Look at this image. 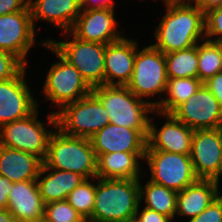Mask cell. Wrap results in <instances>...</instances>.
<instances>
[{
	"instance_id": "484cf974",
	"label": "cell",
	"mask_w": 222,
	"mask_h": 222,
	"mask_svg": "<svg viewBox=\"0 0 222 222\" xmlns=\"http://www.w3.org/2000/svg\"><path fill=\"white\" fill-rule=\"evenodd\" d=\"M202 84L198 78H168L165 97L156 101L155 111L171 114L195 94Z\"/></svg>"
},
{
	"instance_id": "2e32d148",
	"label": "cell",
	"mask_w": 222,
	"mask_h": 222,
	"mask_svg": "<svg viewBox=\"0 0 222 222\" xmlns=\"http://www.w3.org/2000/svg\"><path fill=\"white\" fill-rule=\"evenodd\" d=\"M114 9L81 10L70 33L83 41L109 44L125 36L117 29Z\"/></svg>"
},
{
	"instance_id": "5bb4252c",
	"label": "cell",
	"mask_w": 222,
	"mask_h": 222,
	"mask_svg": "<svg viewBox=\"0 0 222 222\" xmlns=\"http://www.w3.org/2000/svg\"><path fill=\"white\" fill-rule=\"evenodd\" d=\"M155 112L156 115L165 118L166 122L159 129L154 124L155 117H150L146 151L190 155L194 130L177 120L172 114Z\"/></svg>"
},
{
	"instance_id": "4316f807",
	"label": "cell",
	"mask_w": 222,
	"mask_h": 222,
	"mask_svg": "<svg viewBox=\"0 0 222 222\" xmlns=\"http://www.w3.org/2000/svg\"><path fill=\"white\" fill-rule=\"evenodd\" d=\"M168 78H197L198 44L165 54Z\"/></svg>"
},
{
	"instance_id": "9c48e42d",
	"label": "cell",
	"mask_w": 222,
	"mask_h": 222,
	"mask_svg": "<svg viewBox=\"0 0 222 222\" xmlns=\"http://www.w3.org/2000/svg\"><path fill=\"white\" fill-rule=\"evenodd\" d=\"M139 49L136 50L134 70L126 87L156 108V100L149 99L166 92L168 77L165 54L152 45Z\"/></svg>"
},
{
	"instance_id": "74e56055",
	"label": "cell",
	"mask_w": 222,
	"mask_h": 222,
	"mask_svg": "<svg viewBox=\"0 0 222 222\" xmlns=\"http://www.w3.org/2000/svg\"><path fill=\"white\" fill-rule=\"evenodd\" d=\"M13 182L7 177L0 175V209H6L8 203V194Z\"/></svg>"
},
{
	"instance_id": "e575fe53",
	"label": "cell",
	"mask_w": 222,
	"mask_h": 222,
	"mask_svg": "<svg viewBox=\"0 0 222 222\" xmlns=\"http://www.w3.org/2000/svg\"><path fill=\"white\" fill-rule=\"evenodd\" d=\"M28 0H0V16L24 11L29 5Z\"/></svg>"
},
{
	"instance_id": "5b68a950",
	"label": "cell",
	"mask_w": 222,
	"mask_h": 222,
	"mask_svg": "<svg viewBox=\"0 0 222 222\" xmlns=\"http://www.w3.org/2000/svg\"><path fill=\"white\" fill-rule=\"evenodd\" d=\"M39 112L37 108L29 116L1 126L0 145L31 153L44 161L49 140L57 128V122L54 111H51L47 120L49 127H53L45 128L44 123L38 119ZM52 128L54 129L52 130Z\"/></svg>"
},
{
	"instance_id": "ab89813d",
	"label": "cell",
	"mask_w": 222,
	"mask_h": 222,
	"mask_svg": "<svg viewBox=\"0 0 222 222\" xmlns=\"http://www.w3.org/2000/svg\"><path fill=\"white\" fill-rule=\"evenodd\" d=\"M0 222H17V220L6 208L0 209Z\"/></svg>"
},
{
	"instance_id": "e0dca14e",
	"label": "cell",
	"mask_w": 222,
	"mask_h": 222,
	"mask_svg": "<svg viewBox=\"0 0 222 222\" xmlns=\"http://www.w3.org/2000/svg\"><path fill=\"white\" fill-rule=\"evenodd\" d=\"M136 39L126 37L119 41L106 44L105 48V85L126 86L134 70Z\"/></svg>"
},
{
	"instance_id": "ac0fdd59",
	"label": "cell",
	"mask_w": 222,
	"mask_h": 222,
	"mask_svg": "<svg viewBox=\"0 0 222 222\" xmlns=\"http://www.w3.org/2000/svg\"><path fill=\"white\" fill-rule=\"evenodd\" d=\"M98 158L113 152H146L147 139L136 129L109 123L90 138Z\"/></svg>"
},
{
	"instance_id": "ba28073f",
	"label": "cell",
	"mask_w": 222,
	"mask_h": 222,
	"mask_svg": "<svg viewBox=\"0 0 222 222\" xmlns=\"http://www.w3.org/2000/svg\"><path fill=\"white\" fill-rule=\"evenodd\" d=\"M54 113L57 128L62 133L74 137L90 139L110 123L106 109L92 92Z\"/></svg>"
},
{
	"instance_id": "d6a6232c",
	"label": "cell",
	"mask_w": 222,
	"mask_h": 222,
	"mask_svg": "<svg viewBox=\"0 0 222 222\" xmlns=\"http://www.w3.org/2000/svg\"><path fill=\"white\" fill-rule=\"evenodd\" d=\"M188 222H222V194L197 217Z\"/></svg>"
},
{
	"instance_id": "52a82bcc",
	"label": "cell",
	"mask_w": 222,
	"mask_h": 222,
	"mask_svg": "<svg viewBox=\"0 0 222 222\" xmlns=\"http://www.w3.org/2000/svg\"><path fill=\"white\" fill-rule=\"evenodd\" d=\"M63 35L67 36L69 41L66 38L65 41H57L51 38L45 40L80 72L82 78L91 88L104 85L106 45L80 40L70 32H64Z\"/></svg>"
},
{
	"instance_id": "7c38bea8",
	"label": "cell",
	"mask_w": 222,
	"mask_h": 222,
	"mask_svg": "<svg viewBox=\"0 0 222 222\" xmlns=\"http://www.w3.org/2000/svg\"><path fill=\"white\" fill-rule=\"evenodd\" d=\"M30 7L0 16V50L9 52L28 65L27 53L36 46Z\"/></svg>"
},
{
	"instance_id": "7bdbcfd3",
	"label": "cell",
	"mask_w": 222,
	"mask_h": 222,
	"mask_svg": "<svg viewBox=\"0 0 222 222\" xmlns=\"http://www.w3.org/2000/svg\"><path fill=\"white\" fill-rule=\"evenodd\" d=\"M124 222H139V220L136 217H134V218L128 219V220H126Z\"/></svg>"
},
{
	"instance_id": "8fae6325",
	"label": "cell",
	"mask_w": 222,
	"mask_h": 222,
	"mask_svg": "<svg viewBox=\"0 0 222 222\" xmlns=\"http://www.w3.org/2000/svg\"><path fill=\"white\" fill-rule=\"evenodd\" d=\"M171 114L192 130L222 128V109L204 83Z\"/></svg>"
},
{
	"instance_id": "1f68e13d",
	"label": "cell",
	"mask_w": 222,
	"mask_h": 222,
	"mask_svg": "<svg viewBox=\"0 0 222 222\" xmlns=\"http://www.w3.org/2000/svg\"><path fill=\"white\" fill-rule=\"evenodd\" d=\"M25 66L15 55L0 50V81L15 77Z\"/></svg>"
},
{
	"instance_id": "603a6c76",
	"label": "cell",
	"mask_w": 222,
	"mask_h": 222,
	"mask_svg": "<svg viewBox=\"0 0 222 222\" xmlns=\"http://www.w3.org/2000/svg\"><path fill=\"white\" fill-rule=\"evenodd\" d=\"M145 152H113L97 158L99 179H140ZM141 171V172H140Z\"/></svg>"
},
{
	"instance_id": "d4e9b609",
	"label": "cell",
	"mask_w": 222,
	"mask_h": 222,
	"mask_svg": "<svg viewBox=\"0 0 222 222\" xmlns=\"http://www.w3.org/2000/svg\"><path fill=\"white\" fill-rule=\"evenodd\" d=\"M177 193L175 190L166 188L151 180L145 185L139 179V200L145 201V207L154 210L162 215L168 216L173 220L176 213Z\"/></svg>"
},
{
	"instance_id": "ffe728a7",
	"label": "cell",
	"mask_w": 222,
	"mask_h": 222,
	"mask_svg": "<svg viewBox=\"0 0 222 222\" xmlns=\"http://www.w3.org/2000/svg\"><path fill=\"white\" fill-rule=\"evenodd\" d=\"M32 24L37 28L36 21L49 22L62 30L69 32L81 12L80 0H28Z\"/></svg>"
},
{
	"instance_id": "6da1fadb",
	"label": "cell",
	"mask_w": 222,
	"mask_h": 222,
	"mask_svg": "<svg viewBox=\"0 0 222 222\" xmlns=\"http://www.w3.org/2000/svg\"><path fill=\"white\" fill-rule=\"evenodd\" d=\"M166 14L155 29L154 48L164 54L205 40V14L191 0H164Z\"/></svg>"
},
{
	"instance_id": "4dcf8cb0",
	"label": "cell",
	"mask_w": 222,
	"mask_h": 222,
	"mask_svg": "<svg viewBox=\"0 0 222 222\" xmlns=\"http://www.w3.org/2000/svg\"><path fill=\"white\" fill-rule=\"evenodd\" d=\"M220 38H222V5L205 13V40L211 42Z\"/></svg>"
},
{
	"instance_id": "8992f818",
	"label": "cell",
	"mask_w": 222,
	"mask_h": 222,
	"mask_svg": "<svg viewBox=\"0 0 222 222\" xmlns=\"http://www.w3.org/2000/svg\"><path fill=\"white\" fill-rule=\"evenodd\" d=\"M52 51L59 61L53 63L47 73L42 95L59 110L92 92V88L82 78L80 72L65 60L46 40L38 42Z\"/></svg>"
},
{
	"instance_id": "44dd1931",
	"label": "cell",
	"mask_w": 222,
	"mask_h": 222,
	"mask_svg": "<svg viewBox=\"0 0 222 222\" xmlns=\"http://www.w3.org/2000/svg\"><path fill=\"white\" fill-rule=\"evenodd\" d=\"M213 180L199 179L177 193L175 215L191 218L197 217L222 193Z\"/></svg>"
},
{
	"instance_id": "8d00e7d4",
	"label": "cell",
	"mask_w": 222,
	"mask_h": 222,
	"mask_svg": "<svg viewBox=\"0 0 222 222\" xmlns=\"http://www.w3.org/2000/svg\"><path fill=\"white\" fill-rule=\"evenodd\" d=\"M81 10L115 9L113 0H80Z\"/></svg>"
},
{
	"instance_id": "f35d334b",
	"label": "cell",
	"mask_w": 222,
	"mask_h": 222,
	"mask_svg": "<svg viewBox=\"0 0 222 222\" xmlns=\"http://www.w3.org/2000/svg\"><path fill=\"white\" fill-rule=\"evenodd\" d=\"M204 14L222 5V0H191Z\"/></svg>"
},
{
	"instance_id": "60d3db41",
	"label": "cell",
	"mask_w": 222,
	"mask_h": 222,
	"mask_svg": "<svg viewBox=\"0 0 222 222\" xmlns=\"http://www.w3.org/2000/svg\"><path fill=\"white\" fill-rule=\"evenodd\" d=\"M217 48L220 58H221V71H222V38L215 40V41H211Z\"/></svg>"
},
{
	"instance_id": "d590c367",
	"label": "cell",
	"mask_w": 222,
	"mask_h": 222,
	"mask_svg": "<svg viewBox=\"0 0 222 222\" xmlns=\"http://www.w3.org/2000/svg\"><path fill=\"white\" fill-rule=\"evenodd\" d=\"M204 84L216 97L222 109V71L209 78Z\"/></svg>"
},
{
	"instance_id": "7402d4cb",
	"label": "cell",
	"mask_w": 222,
	"mask_h": 222,
	"mask_svg": "<svg viewBox=\"0 0 222 222\" xmlns=\"http://www.w3.org/2000/svg\"><path fill=\"white\" fill-rule=\"evenodd\" d=\"M84 180L77 173L49 168L44 163L36 179L44 204L66 200L68 194Z\"/></svg>"
},
{
	"instance_id": "cb8c5ba5",
	"label": "cell",
	"mask_w": 222,
	"mask_h": 222,
	"mask_svg": "<svg viewBox=\"0 0 222 222\" xmlns=\"http://www.w3.org/2000/svg\"><path fill=\"white\" fill-rule=\"evenodd\" d=\"M42 164L36 155L0 145V175L13 183L36 180Z\"/></svg>"
},
{
	"instance_id": "3957f363",
	"label": "cell",
	"mask_w": 222,
	"mask_h": 222,
	"mask_svg": "<svg viewBox=\"0 0 222 222\" xmlns=\"http://www.w3.org/2000/svg\"><path fill=\"white\" fill-rule=\"evenodd\" d=\"M92 93L106 109L111 124L136 129L148 138L150 117L155 112L148 101L137 97L126 86L99 85L92 88Z\"/></svg>"
},
{
	"instance_id": "d6986e66",
	"label": "cell",
	"mask_w": 222,
	"mask_h": 222,
	"mask_svg": "<svg viewBox=\"0 0 222 222\" xmlns=\"http://www.w3.org/2000/svg\"><path fill=\"white\" fill-rule=\"evenodd\" d=\"M44 205L36 180L13 183L7 209L17 222H40L44 217Z\"/></svg>"
},
{
	"instance_id": "83f0119b",
	"label": "cell",
	"mask_w": 222,
	"mask_h": 222,
	"mask_svg": "<svg viewBox=\"0 0 222 222\" xmlns=\"http://www.w3.org/2000/svg\"><path fill=\"white\" fill-rule=\"evenodd\" d=\"M97 177L86 179L67 196L66 201L82 216L88 220L93 211Z\"/></svg>"
},
{
	"instance_id": "f1b7e54d",
	"label": "cell",
	"mask_w": 222,
	"mask_h": 222,
	"mask_svg": "<svg viewBox=\"0 0 222 222\" xmlns=\"http://www.w3.org/2000/svg\"><path fill=\"white\" fill-rule=\"evenodd\" d=\"M221 71V58L216 46L207 40L198 43L197 78L204 83Z\"/></svg>"
},
{
	"instance_id": "b9f144b4",
	"label": "cell",
	"mask_w": 222,
	"mask_h": 222,
	"mask_svg": "<svg viewBox=\"0 0 222 222\" xmlns=\"http://www.w3.org/2000/svg\"><path fill=\"white\" fill-rule=\"evenodd\" d=\"M222 177V151H221V158L219 160V167H218V185L220 178Z\"/></svg>"
},
{
	"instance_id": "4fadbf2b",
	"label": "cell",
	"mask_w": 222,
	"mask_h": 222,
	"mask_svg": "<svg viewBox=\"0 0 222 222\" xmlns=\"http://www.w3.org/2000/svg\"><path fill=\"white\" fill-rule=\"evenodd\" d=\"M26 68L15 77L0 81V127L27 117L38 108L26 83Z\"/></svg>"
},
{
	"instance_id": "f546056e",
	"label": "cell",
	"mask_w": 222,
	"mask_h": 222,
	"mask_svg": "<svg viewBox=\"0 0 222 222\" xmlns=\"http://www.w3.org/2000/svg\"><path fill=\"white\" fill-rule=\"evenodd\" d=\"M43 218L49 222H81L83 220L66 200L45 204Z\"/></svg>"
},
{
	"instance_id": "30bf717a",
	"label": "cell",
	"mask_w": 222,
	"mask_h": 222,
	"mask_svg": "<svg viewBox=\"0 0 222 222\" xmlns=\"http://www.w3.org/2000/svg\"><path fill=\"white\" fill-rule=\"evenodd\" d=\"M144 161L148 164L151 180L154 183L182 191L198 181L190 155L165 151H146Z\"/></svg>"
},
{
	"instance_id": "836d02e7",
	"label": "cell",
	"mask_w": 222,
	"mask_h": 222,
	"mask_svg": "<svg viewBox=\"0 0 222 222\" xmlns=\"http://www.w3.org/2000/svg\"><path fill=\"white\" fill-rule=\"evenodd\" d=\"M142 204L139 203V206L137 208L136 212V218L139 220V222H172L173 219L162 215L154 210L148 209L144 207L140 211V206Z\"/></svg>"
},
{
	"instance_id": "ee69618b",
	"label": "cell",
	"mask_w": 222,
	"mask_h": 222,
	"mask_svg": "<svg viewBox=\"0 0 222 222\" xmlns=\"http://www.w3.org/2000/svg\"><path fill=\"white\" fill-rule=\"evenodd\" d=\"M40 222H49V221H46V220L43 218ZM81 222H88V220L83 219Z\"/></svg>"
},
{
	"instance_id": "9a60e30c",
	"label": "cell",
	"mask_w": 222,
	"mask_h": 222,
	"mask_svg": "<svg viewBox=\"0 0 222 222\" xmlns=\"http://www.w3.org/2000/svg\"><path fill=\"white\" fill-rule=\"evenodd\" d=\"M222 151V128L194 130L190 157L198 179L218 184V167Z\"/></svg>"
},
{
	"instance_id": "277c9868",
	"label": "cell",
	"mask_w": 222,
	"mask_h": 222,
	"mask_svg": "<svg viewBox=\"0 0 222 222\" xmlns=\"http://www.w3.org/2000/svg\"><path fill=\"white\" fill-rule=\"evenodd\" d=\"M43 163L53 169L71 171L85 179L96 177L97 157L90 139L69 136L55 129Z\"/></svg>"
},
{
	"instance_id": "7a4b0ae2",
	"label": "cell",
	"mask_w": 222,
	"mask_h": 222,
	"mask_svg": "<svg viewBox=\"0 0 222 222\" xmlns=\"http://www.w3.org/2000/svg\"><path fill=\"white\" fill-rule=\"evenodd\" d=\"M96 181L93 211L88 222H124L136 216L139 206V179Z\"/></svg>"
}]
</instances>
